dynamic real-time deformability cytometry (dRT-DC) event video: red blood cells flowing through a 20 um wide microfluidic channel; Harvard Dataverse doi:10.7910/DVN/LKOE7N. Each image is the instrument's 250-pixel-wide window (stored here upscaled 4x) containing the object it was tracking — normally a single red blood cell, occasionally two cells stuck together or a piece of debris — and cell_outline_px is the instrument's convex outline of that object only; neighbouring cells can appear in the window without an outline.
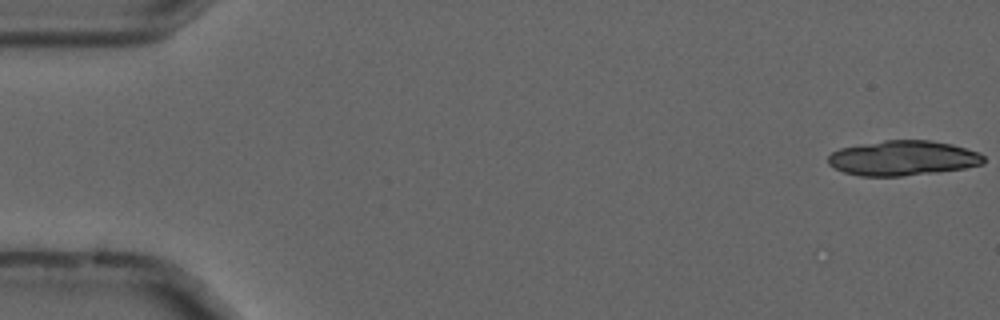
{"species": "common noctule bat (a hibernating species)", "species_latin": "Nyctalus noctula", "temperature_condition": "cold", "stored_images_in_passage": 21, "segment_of_instrument_passage": [1, 2], "camera_frame_rate_fps": 3000, "um_per_image_px": 0.085, "animal": {"sex": "male", "forearm_length_mm": 52.5}, "frame": {"image": 1, "passage_image": 1, "time_ms": 0.0, "image_size_px": [1000, 320], "cell_outline_px": [[984, 164], [964, 168], [936, 172], [900, 176], [860, 176], [844, 172], [828, 164], [828, 156], [832, 152], [840, 148], [860, 144], [884, 140], [928, 140], [952, 144], [980, 152], [984, 156]], "centroid_in_image_um": [76.75, 13.43], "position_along_channel_um": 8.2, "area_um2": 31.67}}